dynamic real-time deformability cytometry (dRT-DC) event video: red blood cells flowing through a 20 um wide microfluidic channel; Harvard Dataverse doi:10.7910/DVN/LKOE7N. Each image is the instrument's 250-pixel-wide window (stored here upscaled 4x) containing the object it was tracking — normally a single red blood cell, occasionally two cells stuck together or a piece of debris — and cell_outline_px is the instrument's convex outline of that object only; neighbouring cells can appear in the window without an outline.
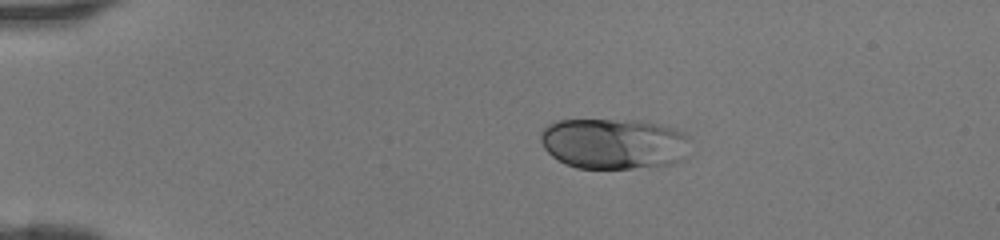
{"species": "human", "species_latin": "Homo sapiens", "temperature_condition": "room temperature", "stored_images_in_passage": 18, "camera_frame_rate_fps": 3000, "um_per_image_px": 0.085, "donor": {"sex": "female"}, "frame": {"image": 1, "passage_image": 1, "time_ms": 0.0, "image_size_px": [1000, 240], "cell_outline_px": [[692, 136], [688, 160], [680, 164], [632, 168], [576, 168], [564, 164], [552, 156], [544, 148], [540, 140], [540, 132], [548, 124], [556, 120], [640, 120], [660, 124], [684, 132]], "centroid_in_image_um": [52.28, 12.22], "position_along_channel_um": 32.7, "area_um2": 45.55}}
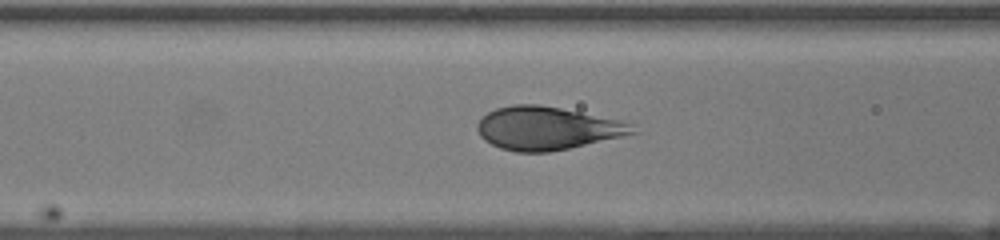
{"frame": {"image": 2, "passage_image": 11, "time_ms": 3.333, "image_size_px": [1000, 240], "cell_outline_px": [[640, 132], [624, 136], [568, 148], [548, 152], [516, 152], [500, 148], [484, 140], [480, 136], [476, 128], [476, 124], [488, 112], [496, 108], [512, 104], [536, 104], [560, 108], [616, 120], [632, 124]], "centroid_in_image_um": [46.46, 10.91], "position_along_channel_um": 120.1, "area_um2": 38.67}}
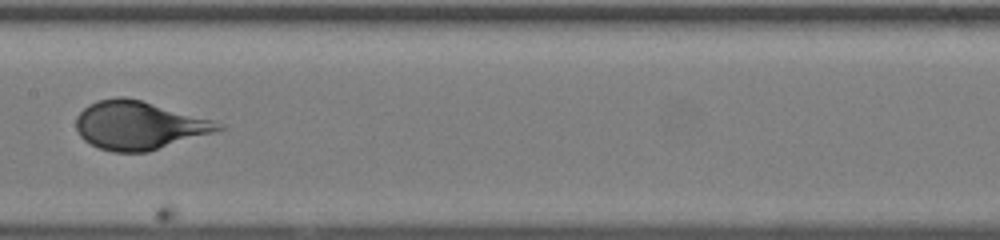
{"frame": {"image": 3, "passage_image": 16, "time_ms": 5.0, "image_size_px": [1000, 240], "cell_outline_px": [[224, 128], [212, 132], [148, 152], [112, 152], [100, 148], [84, 140], [80, 136], [76, 128], [76, 116], [88, 104], [96, 100], [120, 96], [124, 96], [140, 100], [212, 120], [224, 124]], "centroid_in_image_um": [11.75, 10.65], "position_along_channel_um": 195.7, "area_um2": 39.59}}